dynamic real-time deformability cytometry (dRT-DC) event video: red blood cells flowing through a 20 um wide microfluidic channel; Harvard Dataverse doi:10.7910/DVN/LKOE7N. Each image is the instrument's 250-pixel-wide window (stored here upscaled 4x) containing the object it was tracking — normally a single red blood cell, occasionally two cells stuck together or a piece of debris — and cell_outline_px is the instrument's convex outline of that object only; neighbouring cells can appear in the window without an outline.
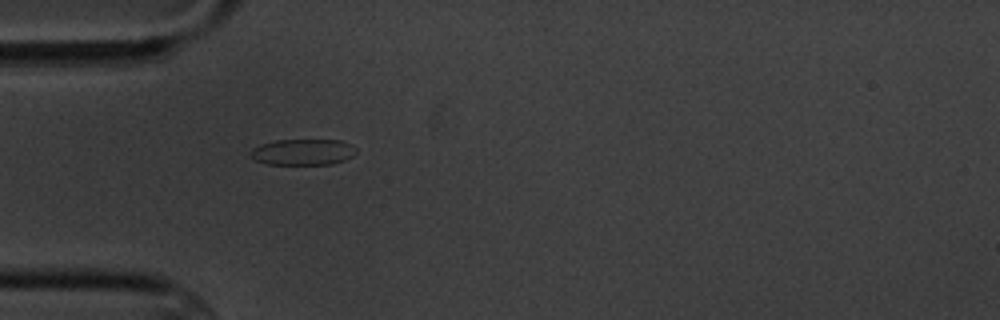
{"species": "common noctule bat (a hibernating species)", "species_latin": "Nyctalus noctula", "temperature_condition": "cold", "stored_images_in_passage": 1, "camera_frame_rate_fps": 3000, "um_per_image_px": 0.085, "animal": {"sex": "male", "body_mass_g": 20.1, "forearm_length_mm": 53.5}, "frame": {"image": 1, "passage_image": 1, "time_ms": 0.0, "image_size_px": [1000, 320], "cell_outline_px": [[356, 152], [352, 156], [344, 160], [332, 164], [268, 164], [256, 160], [248, 156], [248, 152], [252, 148], [260, 144], [276, 140], [340, 140], [352, 144], [356, 148]], "centroid_in_image_um": [25.72, 12.92], "position_along_channel_um": 59.3, "area_um2": 16.18}}